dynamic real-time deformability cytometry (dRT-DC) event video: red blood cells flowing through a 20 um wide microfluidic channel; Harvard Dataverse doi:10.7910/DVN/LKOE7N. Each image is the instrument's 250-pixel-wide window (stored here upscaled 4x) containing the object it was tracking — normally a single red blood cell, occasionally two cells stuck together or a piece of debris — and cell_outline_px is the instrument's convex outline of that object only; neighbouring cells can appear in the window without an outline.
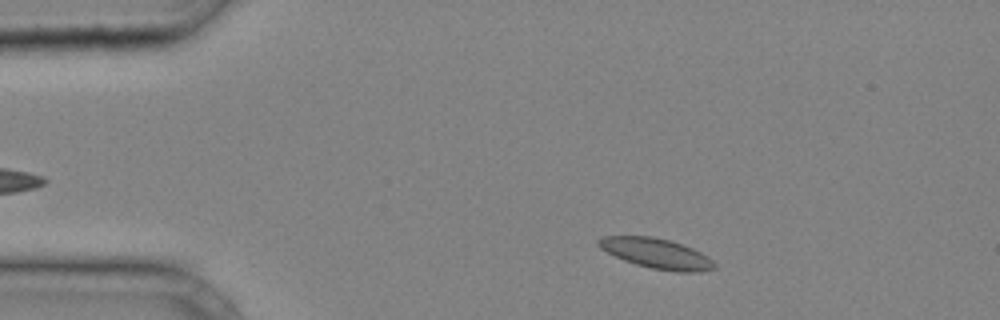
{"species": "common noctule bat (a hibernating species)", "species_latin": "Nyctalus noctula", "temperature_condition": "cold", "stored_images_in_passage": 28, "camera_frame_rate_fps": 3000, "um_per_image_px": 0.085, "animal": {"sex": "male", "body_mass_g": 20.4}, "frame": {"image": 1, "passage_image": 4, "time_ms": 1.0, "image_size_px": [1000, 320], "cell_outline_px": [[716, 268], [696, 272], [676, 272], [652, 268], [636, 264], [624, 260], [600, 248], [596, 244], [596, 240], [604, 236], [652, 236], [668, 240], [692, 248], [708, 256], [716, 264]], "centroid_in_image_um": [55.8, 21.54], "position_along_channel_um": 29.2, "area_um2": 20.17}}
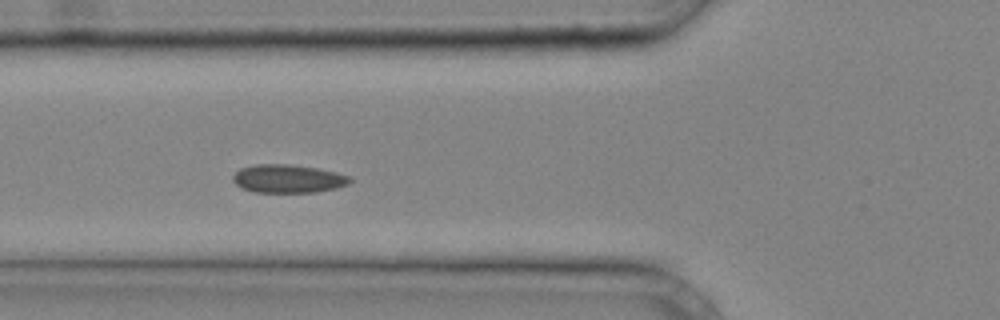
{"frame": {"image": 2, "passage_image": 12, "time_ms": 3.667, "image_size_px": [1000, 320], "cell_outline_px": [[352, 180], [348, 184], [336, 188], [316, 192], [252, 192], [240, 188], [232, 180], [232, 176], [240, 168], [256, 164], [288, 164], [316, 168], [336, 172], [348, 176]], "centroid_in_image_um": [24.44, 15.19], "position_along_channel_um": 101.4, "area_um2": 19.31}}
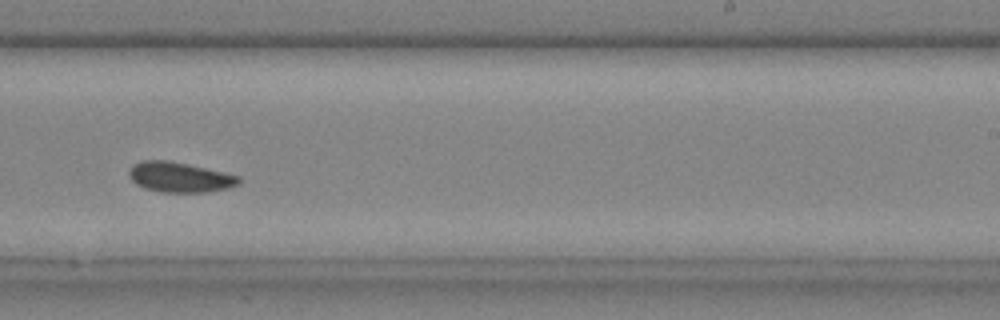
{"frame": {"image": 3, "passage_image": 23, "time_ms": 7.333, "image_size_px": [1000, 320], "cell_outline_px": [[240, 184], [228, 188], [208, 192], [160, 192], [144, 188], [136, 184], [132, 180], [128, 172], [132, 164], [140, 160], [168, 160], [188, 164], [224, 172], [240, 176]], "centroid_in_image_um": [15.27, 15.06], "position_along_channel_um": 273.7, "area_um2": 19.42}}